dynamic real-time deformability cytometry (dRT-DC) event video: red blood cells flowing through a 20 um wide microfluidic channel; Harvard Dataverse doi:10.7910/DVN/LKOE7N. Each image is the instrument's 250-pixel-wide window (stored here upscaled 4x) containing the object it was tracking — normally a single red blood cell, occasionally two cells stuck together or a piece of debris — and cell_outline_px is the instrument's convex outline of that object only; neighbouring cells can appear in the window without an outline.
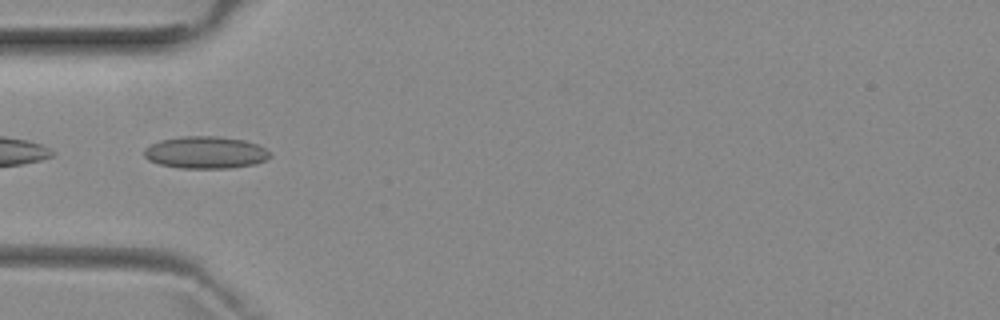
{"species": "common noctule bat (a hibernating species)", "species_latin": "Nyctalus noctula", "temperature_condition": "room temperature", "stored_images_in_passage": 6, "camera_frame_rate_fps": 3000, "um_per_image_px": 0.085, "animal": {"sex": "female", "body_mass_g": 29.2, "forearm_length_mm": 56.3}, "frame": {"image": 1, "passage_image": 6, "time_ms": 6.667, "image_size_px": [1000, 320], "cell_outline_px": [[272, 156], [256, 164], [232, 168], [180, 168], [160, 164], [148, 160], [144, 156], [144, 148], [160, 140], [184, 136], [216, 136], [244, 140], [256, 144], [272, 152]], "centroid_in_image_um": [17.49, 12.96], "position_along_channel_um": 67.5, "area_um2": 23.64}}